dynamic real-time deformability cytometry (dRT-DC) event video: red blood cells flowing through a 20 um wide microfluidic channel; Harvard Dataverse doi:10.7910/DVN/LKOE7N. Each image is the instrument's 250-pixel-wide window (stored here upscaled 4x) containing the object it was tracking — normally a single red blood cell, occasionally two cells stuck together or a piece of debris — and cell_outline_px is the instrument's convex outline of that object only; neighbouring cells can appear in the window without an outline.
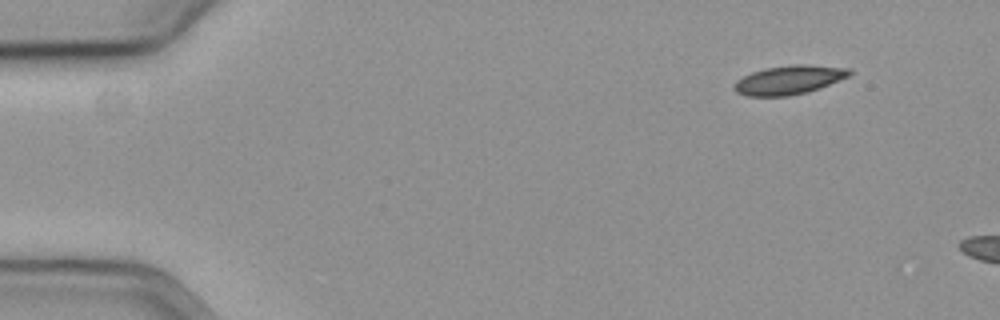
{"species": "common noctule bat (a hibernating species)", "species_latin": "Nyctalus noctula", "temperature_condition": "cold", "stored_images_in_passage": 50, "camera_frame_rate_fps": 3000, "um_per_image_px": 0.085, "animal": {"sex": "female", "body_mass_g": 19.3, "forearm_length_mm": 54.1}, "frame": {"image": 1, "passage_image": 1, "time_ms": 0.0, "image_size_px": [1000, 320], "cell_outline_px": [[852, 72], [848, 76], [820, 88], [808, 92], [788, 96], [748, 96], [736, 92], [732, 88], [732, 84], [736, 80], [752, 72], [764, 68], [792, 64], [804, 64], [852, 68]], "centroid_in_image_um": [67.04, 6.79], "position_along_channel_um": 18.0, "area_um2": 19.59}}
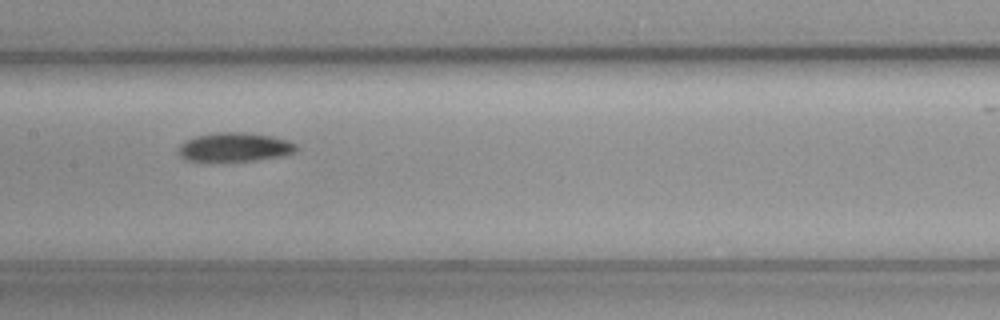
{"frame": {"image": 2, "passage_image": 24, "time_ms": 7.667, "image_size_px": [1000, 320], "cell_outline_px": [[300, 148], [296, 152], [284, 156], [256, 160], [184, 160], [176, 152], [180, 144], [184, 140], [196, 136], [216, 132], [244, 132], [272, 136], [288, 140], [296, 144]], "centroid_in_image_um": [19.97, 12.49], "position_along_channel_um": 187.4, "area_um2": 20.0}}
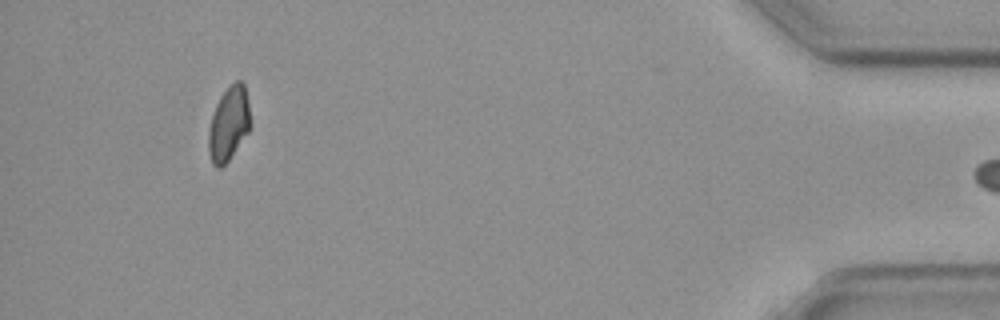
{"frame": {"image": 3, "passage_image": 49, "time_ms": 16.0, "image_size_px": [1000, 320], "cell_outline_px": [[252, 124], [248, 132], [228, 160], [220, 168], [216, 168], [212, 164], [208, 152], [208, 132], [212, 116], [216, 104], [220, 96], [236, 80], [240, 80], [244, 84], [248, 100]], "centroid_in_image_um": [19.45, 10.53], "position_along_channel_um": 415.8, "area_um2": 18.09}}